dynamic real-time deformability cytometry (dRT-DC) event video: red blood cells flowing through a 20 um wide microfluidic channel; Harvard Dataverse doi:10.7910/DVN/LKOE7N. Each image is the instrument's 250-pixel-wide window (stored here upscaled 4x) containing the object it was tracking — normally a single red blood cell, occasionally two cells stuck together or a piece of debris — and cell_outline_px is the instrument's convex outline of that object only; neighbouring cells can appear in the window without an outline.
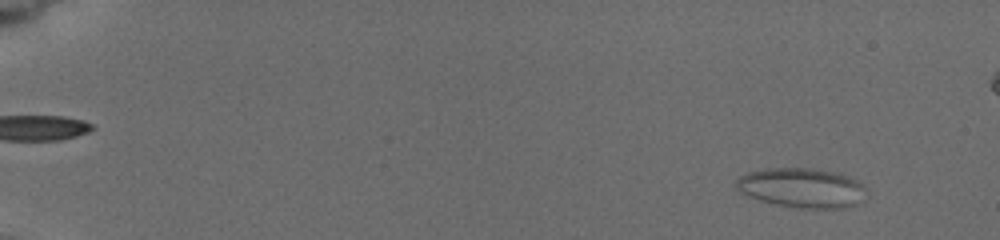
{"species": "common noctule bat (a hibernating species)", "species_latin": "Nyctalus noctula", "temperature_condition": "cold", "stored_images_in_passage": 6, "camera_frame_rate_fps": 3000, "um_per_image_px": 0.085, "animal": {"sex": "female", "body_mass_g": 19.5, "forearm_length_mm": 54.1}, "frame": {"image": 1, "passage_image": 1, "time_ms": 0.0, "image_size_px": [1000, 240], "cell_outline_px": [[864, 188], [856, 204], [844, 208], [796, 208], [764, 200], [740, 192], [736, 188], [736, 180], [740, 176], [748, 172], [764, 168], [812, 168], [832, 172], [856, 180]], "centroid_in_image_um": [68.08, 15.95], "position_along_channel_um": 16.9, "area_um2": 29.13}}